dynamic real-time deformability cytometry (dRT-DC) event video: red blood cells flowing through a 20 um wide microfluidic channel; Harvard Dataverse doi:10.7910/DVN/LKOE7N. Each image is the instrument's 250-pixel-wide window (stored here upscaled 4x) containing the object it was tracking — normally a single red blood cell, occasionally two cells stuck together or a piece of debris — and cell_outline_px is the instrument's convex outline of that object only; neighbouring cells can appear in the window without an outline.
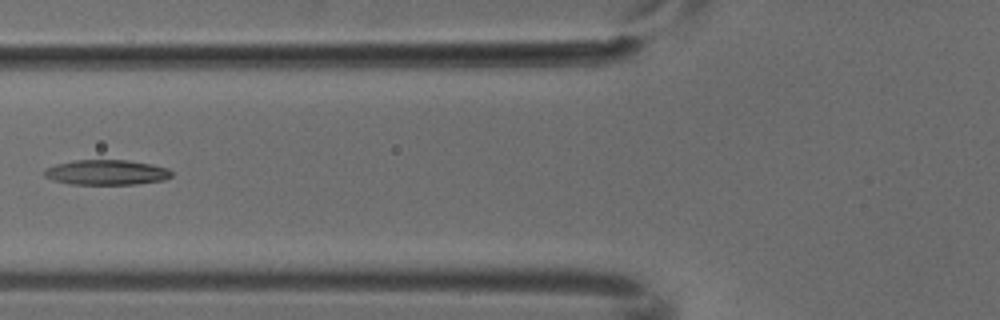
{"species": "common noctule bat (a hibernating species)", "species_latin": "Nyctalus noctula", "temperature_condition": "cold", "stored_images_in_passage": 7, "camera_frame_rate_fps": 3000, "um_per_image_px": 0.085, "animal": {"sex": "male", "body_mass_g": 18.8}, "frame": {"image": 1, "passage_image": 6, "time_ms": 1.667, "image_size_px": [1000, 320], "cell_outline_px": [[172, 176], [164, 180], [136, 184], [72, 184], [52, 180], [44, 176], [40, 172], [44, 168], [56, 164], [76, 160], [128, 160], [152, 164], [168, 168], [172, 172]], "centroid_in_image_um": [9.02, 14.65], "position_along_channel_um": 116.8, "area_um2": 18.79}}
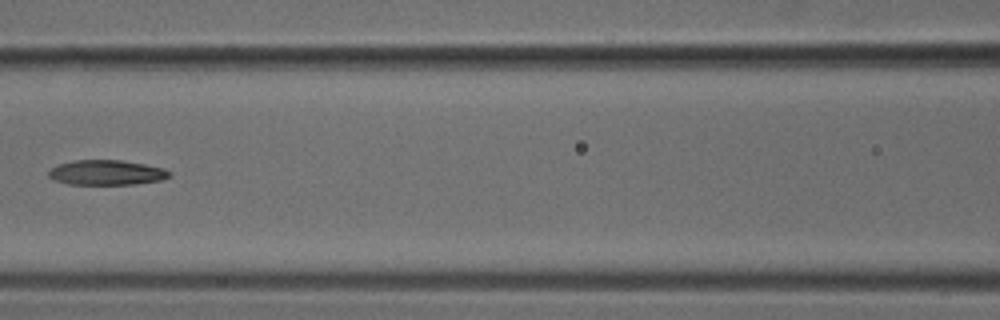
{"frame": {"image": 2, "passage_image": 7, "time_ms": 2.0, "image_size_px": [1000, 320], "cell_outline_px": [[172, 176], [160, 180], [136, 184], [68, 184], [52, 180], [48, 176], [48, 172], [56, 164], [72, 160], [120, 160], [144, 164], [164, 168], [172, 172]], "centroid_in_image_um": [9.04, 14.66], "position_along_channel_um": 157.6, "area_um2": 17.74}}